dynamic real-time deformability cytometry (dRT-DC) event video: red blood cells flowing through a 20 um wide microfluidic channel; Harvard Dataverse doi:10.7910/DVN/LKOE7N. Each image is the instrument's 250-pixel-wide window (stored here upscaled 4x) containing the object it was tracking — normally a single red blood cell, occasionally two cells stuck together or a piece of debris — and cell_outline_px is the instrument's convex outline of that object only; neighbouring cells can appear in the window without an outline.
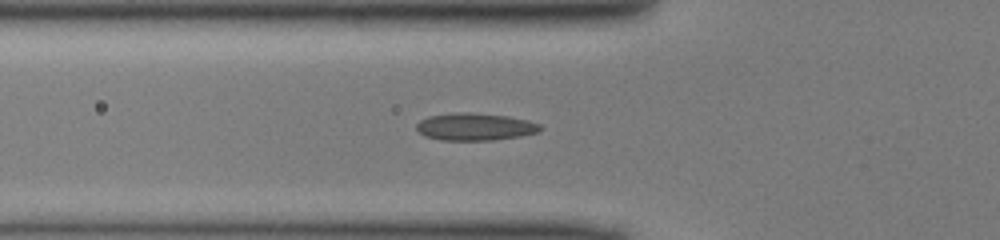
{"species": "common noctule bat (a hibernating species)", "species_latin": "Nyctalus noctula", "temperature_condition": "cold", "stored_images_in_passage": 35, "camera_frame_rate_fps": 3000, "um_per_image_px": 0.085, "animal": {"sex": "male", "body_mass_g": 13.0, "forearm_length_mm": 53.1}, "frame": {"image": 1, "passage_image": 2, "time_ms": 0.333, "image_size_px": [1000, 240], "cell_outline_px": [[544, 128], [540, 132], [520, 136], [492, 140], [440, 140], [424, 136], [416, 128], [416, 124], [420, 120], [428, 116], [468, 112], [508, 116], [528, 120], [540, 124]], "centroid_in_image_um": [40.41, 10.78], "position_along_channel_um": 85.4, "area_um2": 19.71}}
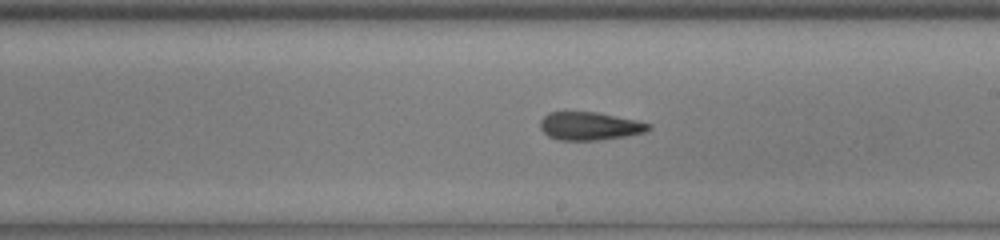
{"frame": {"image": 2, "passage_image": 13, "time_ms": 4.0, "image_size_px": [1000, 240], "cell_outline_px": [[652, 128], [648, 132], [624, 136], [596, 140], [560, 140], [548, 136], [540, 128], [540, 120], [548, 112], [596, 112], [636, 120], [652, 124]], "centroid_in_image_um": [50.14, 10.71], "position_along_channel_um": 238.9, "area_um2": 17.74}}
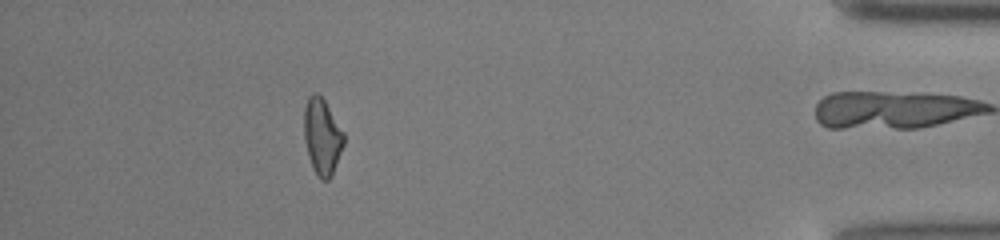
{"frame": {"image": 3, "passage_image": 29, "time_ms": 9.333, "image_size_px": [1000, 240], "cell_outline_px": [[344, 144], [332, 176], [328, 180], [320, 180], [316, 176], [312, 168], [308, 156], [304, 140], [304, 108], [308, 96], [316, 92], [324, 100], [344, 132]], "centroid_in_image_um": [27.37, 11.64], "position_along_channel_um": 407.8, "area_um2": 17.8}}